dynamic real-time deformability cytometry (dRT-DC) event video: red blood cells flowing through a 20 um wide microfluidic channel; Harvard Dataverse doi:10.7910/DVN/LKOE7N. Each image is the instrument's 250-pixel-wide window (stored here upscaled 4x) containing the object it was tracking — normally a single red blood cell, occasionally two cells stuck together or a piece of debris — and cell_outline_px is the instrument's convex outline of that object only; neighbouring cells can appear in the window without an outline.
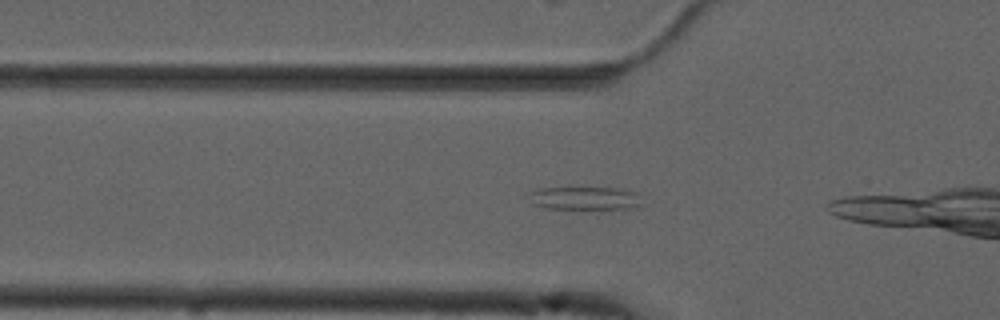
{"species": "common noctule bat (a hibernating species)", "species_latin": "Nyctalus noctula", "temperature_condition": "cold", "stored_images_in_passage": 9, "camera_frame_rate_fps": 3000, "um_per_image_px": 0.085, "animal": {"sex": "male", "forearm_length_mm": 52.5}, "frame": {"image": 1, "passage_image": 4, "time_ms": 1.0, "image_size_px": [1000, 320], "cell_outline_px": [[640, 204], [636, 208], [548, 208], [532, 204], [532, 192], [540, 188], [576, 184], [616, 188], [636, 192]], "centroid_in_image_um": [49.69, 16.77], "position_along_channel_um": 76.1, "area_um2": 15.72}}